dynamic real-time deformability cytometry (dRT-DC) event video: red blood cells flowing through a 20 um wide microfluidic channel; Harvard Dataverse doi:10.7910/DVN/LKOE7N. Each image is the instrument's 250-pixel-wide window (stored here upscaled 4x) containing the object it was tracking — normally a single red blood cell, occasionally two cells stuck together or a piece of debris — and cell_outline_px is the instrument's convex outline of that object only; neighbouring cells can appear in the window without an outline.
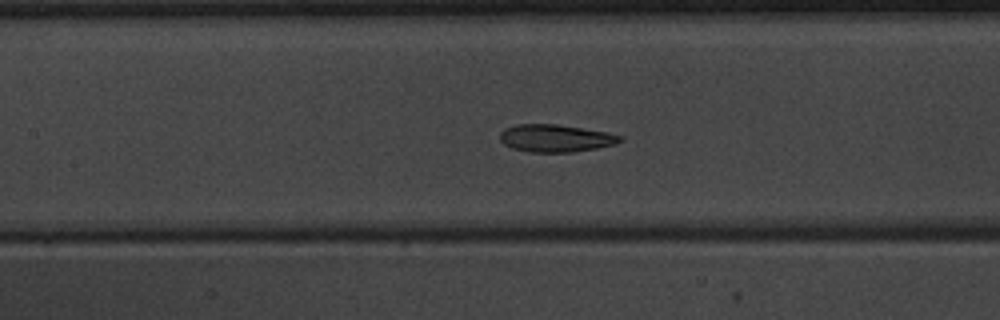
{"species": "common noctule bat (a hibernating species)", "species_latin": "Nyctalus noctula", "temperature_condition": "warm", "stored_images_in_passage": 44, "segment_of_instrument_passage": [1, 2], "camera_frame_rate_fps": 3000, "um_per_image_px": 0.085, "animal": {"sex": "male", "body_mass_g": 20.1, "forearm_length_mm": 53.5}, "frame": {"image": 1, "passage_image": 21, "time_ms": 6.667, "image_size_px": [1000, 320], "cell_outline_px": [[624, 140], [616, 144], [596, 148], [572, 152], [532, 152], [512, 148], [504, 144], [500, 140], [500, 132], [504, 128], [516, 124], [556, 124], [608, 132], [624, 136]], "centroid_in_image_um": [47.25, 11.74], "position_along_channel_um": 160.2, "area_um2": 19.36}}
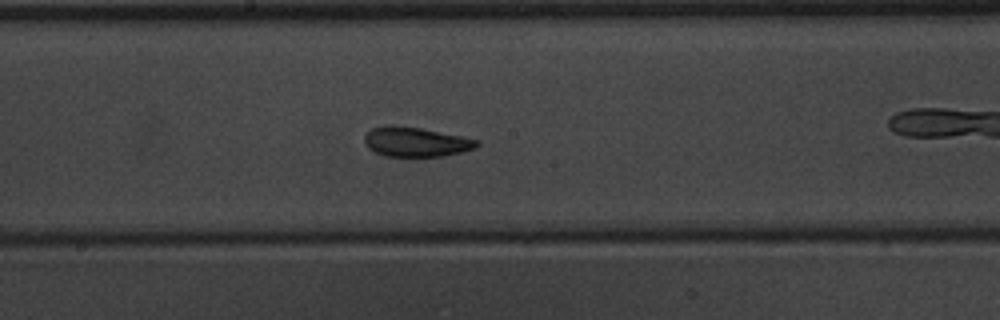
{"frame": {"image": 2, "passage_image": 25, "time_ms": 8.0, "image_size_px": [1000, 320], "cell_outline_px": [[480, 144], [476, 148], [444, 156], [384, 156], [368, 148], [364, 144], [364, 136], [372, 128], [388, 124], [392, 124], [420, 128], [480, 140]], "centroid_in_image_um": [35.32, 12.05], "position_along_channel_um": 212.9, "area_um2": 19.42}}
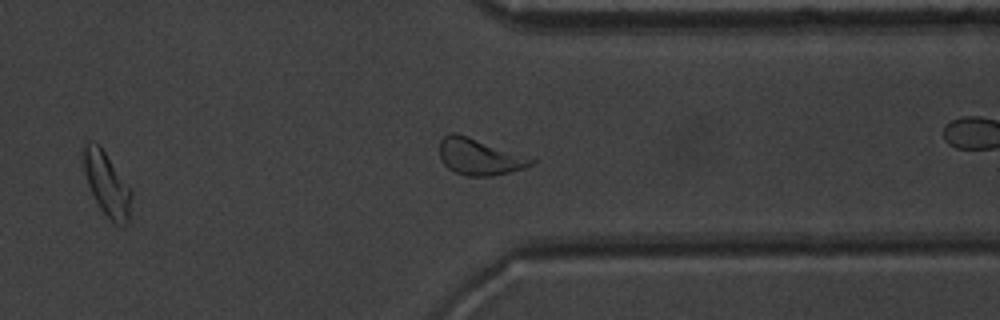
{"frame": {"image": 3, "passage_image": 37, "time_ms": 12.0, "image_size_px": [1000, 320], "cell_outline_px": [[132, 196], [128, 224], [116, 224], [100, 208], [88, 184], [84, 168], [84, 144], [96, 144], [104, 152], [132, 192]], "centroid_in_image_um": [9.11, 15.72], "position_along_channel_um": 402.3, "area_um2": 16.7}}